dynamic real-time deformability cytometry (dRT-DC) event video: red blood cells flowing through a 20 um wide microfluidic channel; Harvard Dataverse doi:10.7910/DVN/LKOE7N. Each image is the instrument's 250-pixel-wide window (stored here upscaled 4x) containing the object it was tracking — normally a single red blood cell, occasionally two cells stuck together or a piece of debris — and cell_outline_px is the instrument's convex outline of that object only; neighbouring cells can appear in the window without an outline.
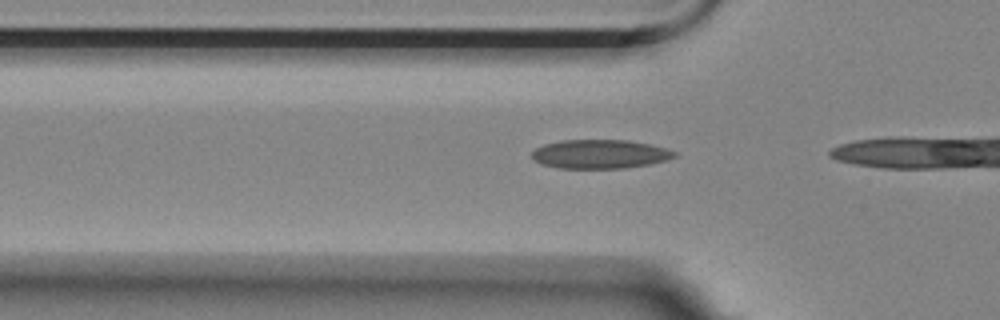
{"species": "Egyptian fruit bat (a non-hibernating species)", "species_latin": "Rousettus aegyptiacus", "temperature_condition": "room temperature", "stored_images_in_passage": 7, "camera_frame_rate_fps": 3000, "um_per_image_px": 0.085, "animal": {"sex": "female"}, "frame": {"image": 1, "passage_image": 4, "time_ms": 1.0, "image_size_px": [1000, 320], "cell_outline_px": [[676, 156], [668, 160], [648, 164], [624, 168], [556, 168], [540, 164], [532, 160], [532, 152], [536, 148], [544, 144], [564, 140], [628, 140], [668, 148], [676, 152]], "centroid_in_image_um": [50.98, 13.1], "position_along_channel_um": 74.8, "area_um2": 24.1}}